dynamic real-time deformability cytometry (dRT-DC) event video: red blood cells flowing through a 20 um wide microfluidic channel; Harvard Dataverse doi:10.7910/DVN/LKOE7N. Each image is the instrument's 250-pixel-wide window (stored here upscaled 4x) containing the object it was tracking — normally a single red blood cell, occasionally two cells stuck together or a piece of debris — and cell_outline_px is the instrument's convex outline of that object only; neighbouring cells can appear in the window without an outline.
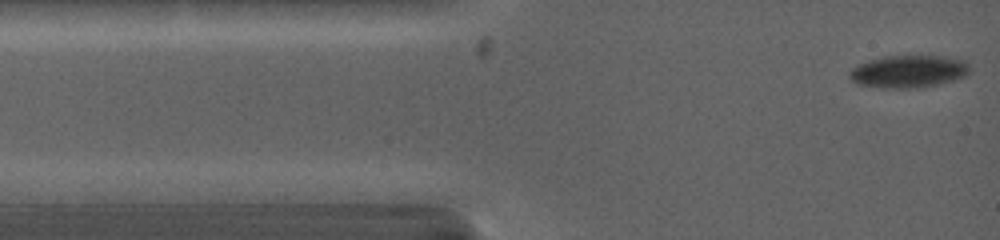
{"species": "common noctule bat (a hibernating species)", "species_latin": "Nyctalus noctula", "temperature_condition": "warm", "stored_images_in_passage": 5, "camera_frame_rate_fps": 5000, "um_per_image_px": 0.085, "animal": {"sex": "female", "body_mass_g": 19.0, "forearm_length_mm": 53.3}, "frame": {"image": 1, "passage_image": 1, "time_ms": 0.0, "image_size_px": [1000, 240], "cell_outline_px": [[972, 72], [964, 76], [952, 80], [920, 88], [880, 88], [856, 84], [848, 76], [848, 72], [852, 68], [868, 60], [884, 56], [944, 56], [964, 60], [968, 64]], "centroid_in_image_um": [77.21, 6.08], "position_along_channel_um": 7.8, "area_um2": 22.89}}
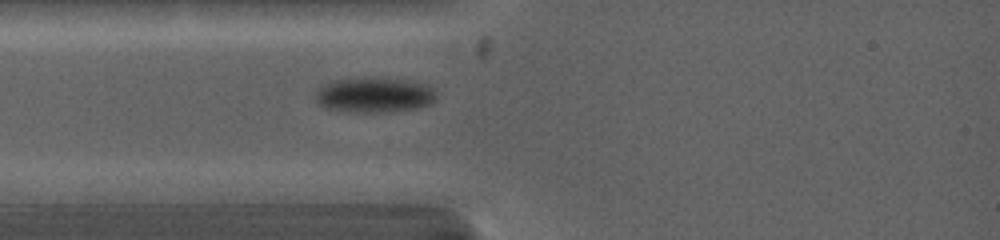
{"frame": {"image": 2, "passage_image": 4, "time_ms": 2.4, "image_size_px": [1000, 240], "cell_outline_px": [[436, 100], [428, 104], [416, 108], [392, 112], [352, 112], [324, 108], [316, 104], [316, 88], [328, 80], [364, 76], [372, 76], [404, 80], [428, 84], [436, 92]], "centroid_in_image_um": [31.75, 8.05], "position_along_channel_um": 53.3, "area_um2": 25.61}}